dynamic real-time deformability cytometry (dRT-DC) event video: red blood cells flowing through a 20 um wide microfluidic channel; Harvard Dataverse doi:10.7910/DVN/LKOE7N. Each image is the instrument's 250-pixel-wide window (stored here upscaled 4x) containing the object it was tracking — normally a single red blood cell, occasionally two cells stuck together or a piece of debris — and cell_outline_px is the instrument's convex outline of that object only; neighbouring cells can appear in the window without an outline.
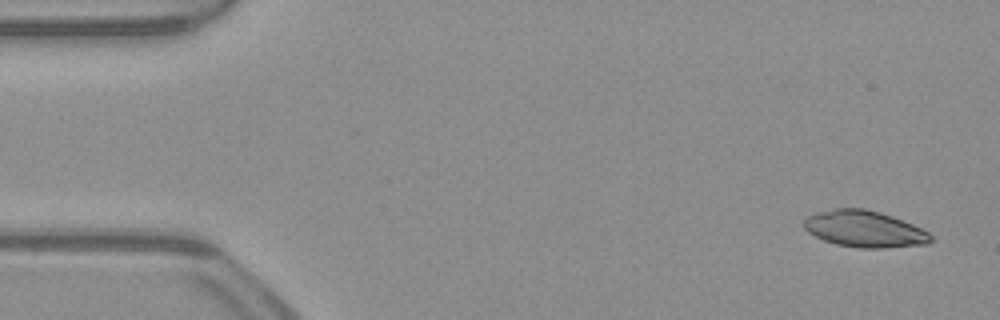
{"species": "common noctule bat (a hibernating species)", "species_latin": "Nyctalus noctula", "temperature_condition": "warm", "stored_images_in_passage": 50, "camera_frame_rate_fps": 3000, "um_per_image_px": 0.085, "animal": {"sex": "male", "body_mass_g": 23.1, "forearm_length_mm": 52.7}, "frame": {"image": 1, "passage_image": 1, "time_ms": 0.0, "image_size_px": [1000, 320], "cell_outline_px": [[936, 240], [928, 244], [884, 248], [856, 248], [836, 244], [824, 240], [808, 232], [804, 228], [804, 220], [808, 216], [816, 212], [836, 208], [864, 208], [880, 212], [892, 216], [912, 224], [928, 232]], "centroid_in_image_um": [73.5, 19.47], "position_along_channel_um": 11.5, "area_um2": 27.11}}